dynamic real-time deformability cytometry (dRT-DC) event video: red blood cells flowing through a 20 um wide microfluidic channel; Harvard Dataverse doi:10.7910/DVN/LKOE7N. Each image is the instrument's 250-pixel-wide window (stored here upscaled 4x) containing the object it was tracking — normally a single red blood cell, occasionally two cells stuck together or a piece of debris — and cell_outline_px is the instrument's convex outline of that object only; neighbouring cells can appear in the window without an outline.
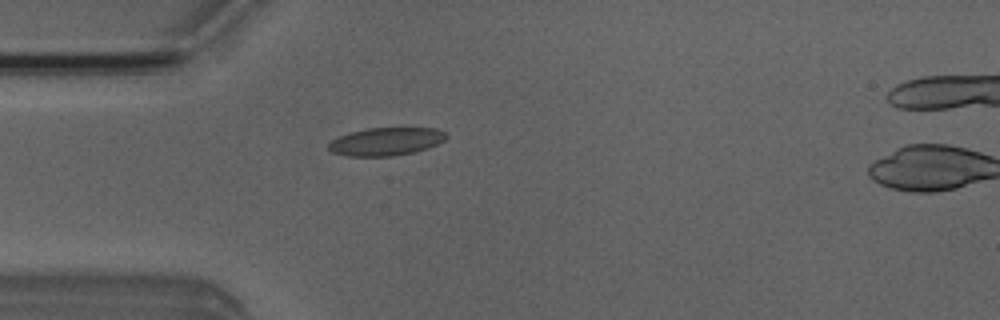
{"species": "Egyptian fruit bat (a non-hibernating species)", "species_latin": "Rousettus aegyptiacus", "temperature_condition": "room temperature", "stored_images_in_passage": 6, "camera_frame_rate_fps": 3000, "um_per_image_px": 0.085, "animal": {"sex": "male"}, "frame": {"image": 1, "passage_image": 6, "time_ms": 5.667, "image_size_px": [1000, 320], "cell_outline_px": [[448, 136], [444, 140], [428, 148], [416, 152], [392, 156], [348, 156], [332, 152], [328, 148], [328, 144], [332, 140], [340, 136], [352, 132], [368, 128], [436, 128], [444, 132]], "centroid_in_image_um": [32.83, 12.03], "position_along_channel_um": 52.2, "area_um2": 19.07}}